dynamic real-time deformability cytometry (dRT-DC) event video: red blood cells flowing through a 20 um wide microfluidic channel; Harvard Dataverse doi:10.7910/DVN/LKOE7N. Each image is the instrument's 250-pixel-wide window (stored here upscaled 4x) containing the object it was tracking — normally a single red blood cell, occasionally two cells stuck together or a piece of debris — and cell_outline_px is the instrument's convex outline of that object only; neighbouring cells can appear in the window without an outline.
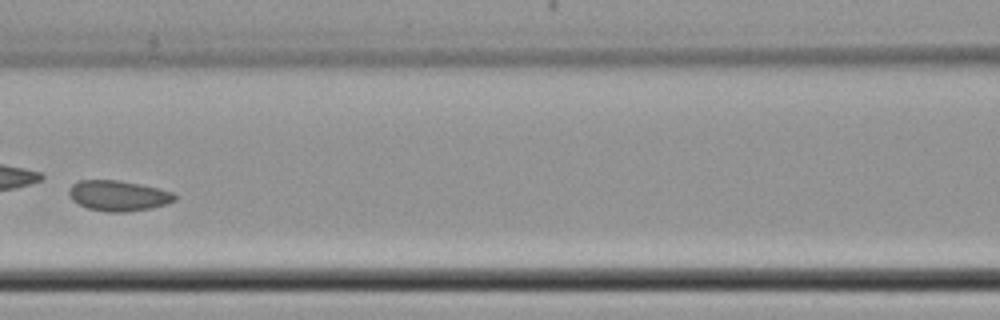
{"species": "common noctule bat (a hibernating species)", "species_latin": "Nyctalus noctula", "temperature_condition": "cold", "stored_images_in_passage": 8, "camera_frame_rate_fps": 3000, "um_per_image_px": 0.085, "animal": {"sex": "female", "body_mass_g": 22.7, "forearm_length_mm": 54.2}, "frame": {"image": 1, "passage_image": 7, "time_ms": 8.333, "image_size_px": [1000, 320], "cell_outline_px": [[176, 200], [168, 204], [152, 208], [128, 212], [108, 212], [88, 208], [72, 200], [68, 196], [68, 188], [72, 184], [80, 180], [120, 180], [160, 188], [172, 192], [176, 196]], "centroid_in_image_um": [10.07, 16.63], "position_along_channel_um": 156.5, "area_um2": 19.02}}
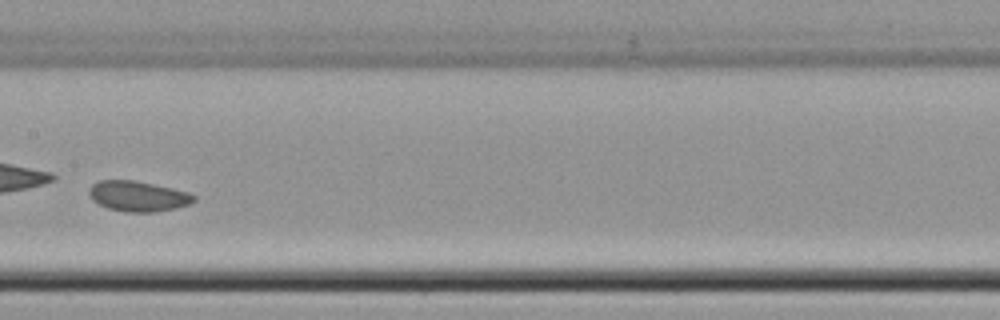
{"frame": {"image": 2, "passage_image": 8, "time_ms": 9.333, "image_size_px": [1000, 320], "cell_outline_px": [[196, 200], [188, 204], [176, 208], [152, 212], [124, 212], [108, 208], [92, 200], [88, 192], [88, 188], [92, 184], [100, 180], [136, 180], [172, 188], [188, 192], [196, 196]], "centroid_in_image_um": [11.71, 16.67], "position_along_channel_um": 195.7, "area_um2": 18.61}}